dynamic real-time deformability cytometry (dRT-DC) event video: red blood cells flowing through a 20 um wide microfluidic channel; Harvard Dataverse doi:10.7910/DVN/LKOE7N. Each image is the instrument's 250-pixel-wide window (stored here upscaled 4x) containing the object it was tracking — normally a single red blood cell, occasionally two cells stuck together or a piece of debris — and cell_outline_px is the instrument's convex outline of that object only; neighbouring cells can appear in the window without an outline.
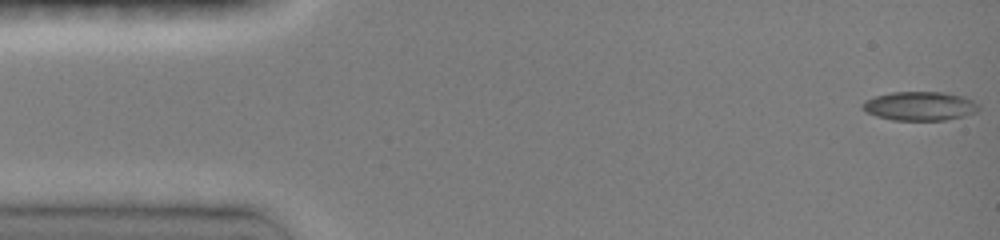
{"species": "common noctule bat (a hibernating species)", "species_latin": "Nyctalus noctula", "temperature_condition": "room temperature", "stored_images_in_passage": 9, "camera_frame_rate_fps": 3000, "um_per_image_px": 0.085, "animal": {"sex": "female", "body_mass_g": 19.0, "forearm_length_mm": 51.5}, "frame": {"image": 1, "passage_image": 1, "time_ms": 0.0, "image_size_px": [1000, 240], "cell_outline_px": [[980, 108], [976, 112], [964, 116], [944, 120], [892, 120], [876, 116], [860, 108], [860, 104], [864, 100], [876, 96], [892, 92], [940, 92], [964, 96], [980, 104]], "centroid_in_image_um": [78.18, 9.01], "position_along_channel_um": 6.8, "area_um2": 19.71}}
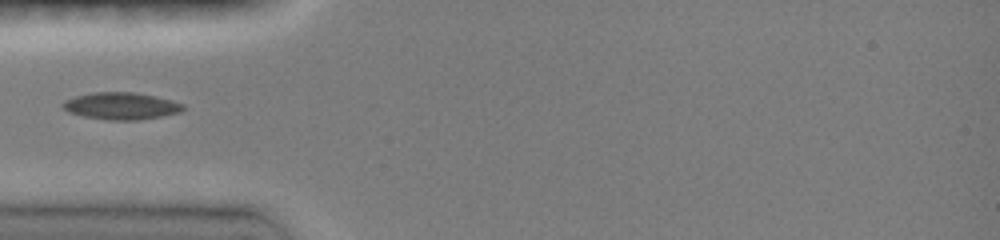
{"frame": {"image": 2, "passage_image": 6, "time_ms": 4.667, "image_size_px": [1000, 240], "cell_outline_px": [[184, 108], [180, 112], [160, 116], [136, 120], [108, 120], [84, 116], [68, 112], [60, 104], [64, 100], [76, 96], [92, 92], [136, 92], [156, 96], [172, 100], [184, 104]], "centroid_in_image_um": [10.28, 8.99], "position_along_channel_um": 74.7, "area_um2": 18.96}}
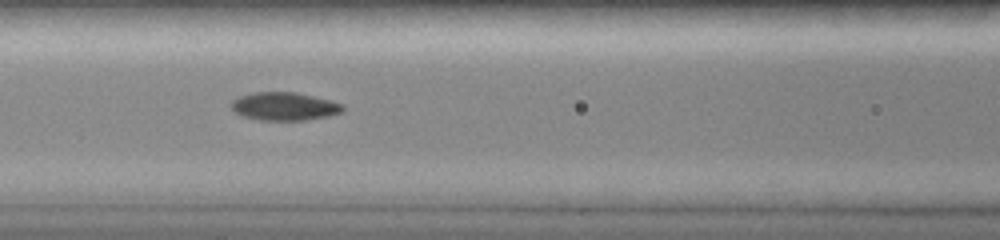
{"frame": {"image": 3, "passage_image": 8, "time_ms": 6.333, "image_size_px": [1000, 240], "cell_outline_px": [[344, 112], [328, 116], [304, 120], [260, 120], [244, 116], [236, 112], [228, 104], [232, 100], [240, 96], [256, 92], [296, 92], [344, 104]], "centroid_in_image_um": [24.17, 9.04], "position_along_channel_um": 142.4, "area_um2": 18.21}}